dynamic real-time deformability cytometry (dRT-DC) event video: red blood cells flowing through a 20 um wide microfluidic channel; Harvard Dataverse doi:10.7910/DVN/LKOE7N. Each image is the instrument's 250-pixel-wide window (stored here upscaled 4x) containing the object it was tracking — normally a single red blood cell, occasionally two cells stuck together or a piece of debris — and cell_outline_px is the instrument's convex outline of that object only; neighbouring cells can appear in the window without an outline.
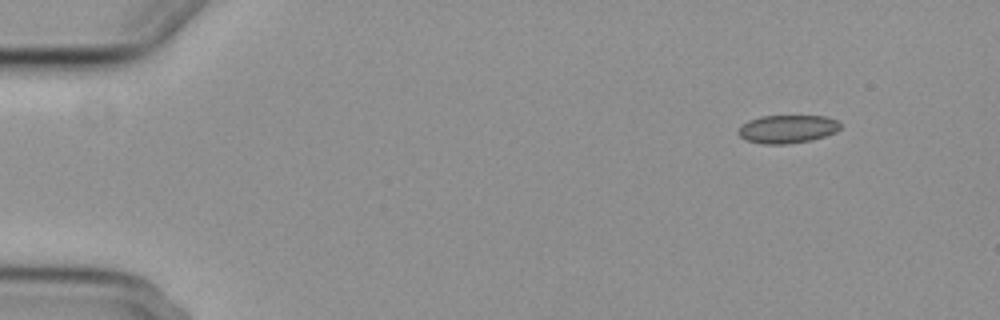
{"species": "common noctule bat (a hibernating species)", "species_latin": "Nyctalus noctula", "temperature_condition": "cold", "stored_images_in_passage": 51, "camera_frame_rate_fps": 3000, "um_per_image_px": 0.085, "animal": {"sex": "female", "body_mass_g": 29.2, "forearm_length_mm": 56.3}, "frame": {"image": 1, "passage_image": 1, "time_ms": 0.0, "image_size_px": [1000, 320], "cell_outline_px": [[840, 128], [836, 132], [812, 140], [788, 144], [764, 144], [744, 140], [736, 132], [748, 120], [760, 116], [824, 116], [836, 120], [840, 124]], "centroid_in_image_um": [66.91, 10.97], "position_along_channel_um": 18.1, "area_um2": 16.76}}
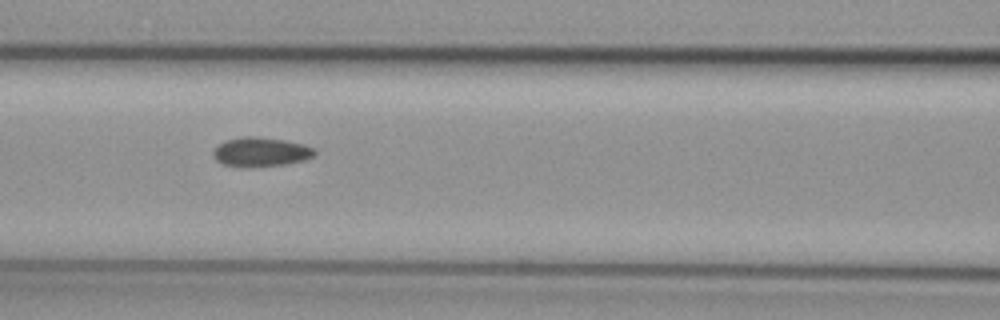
{"frame": {"image": 2, "passage_image": 20, "time_ms": 6.333, "image_size_px": [1000, 320], "cell_outline_px": [[316, 152], [312, 156], [304, 160], [288, 164], [244, 168], [240, 168], [224, 164], [216, 160], [212, 152], [220, 144], [228, 140], [244, 136], [256, 136], [284, 140], [304, 144], [316, 148]], "centroid_in_image_um": [22.19, 12.93], "position_along_channel_um": 144.4, "area_um2": 17.4}}
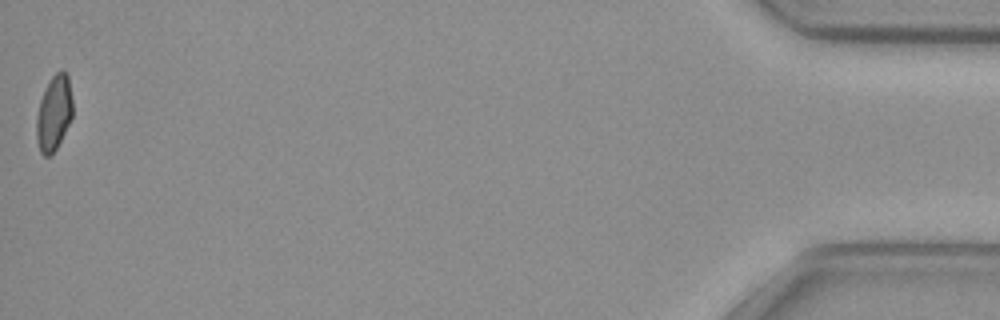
{"frame": {"image": 3, "passage_image": 51, "time_ms": 16.667, "image_size_px": [1000, 320], "cell_outline_px": [[72, 116], [56, 148], [48, 156], [44, 156], [40, 152], [36, 136], [36, 116], [40, 100], [52, 76], [60, 68], [64, 68], [68, 76], [72, 100]], "centroid_in_image_um": [4.58, 9.57], "position_along_channel_um": 430.6, "area_um2": 15.66}, "authors_computed_cell_mechanics": {"area_um2": 16.9932, "velocity_mm_per_s": 3.7191, "shape_relaxation_time_tau1_ms": 6.3296, "shape_relaxation_time_tau2_ms": 3.481, "deformation_change_tau1": 0.115, "deformation_change_tau2": 0.0747}}